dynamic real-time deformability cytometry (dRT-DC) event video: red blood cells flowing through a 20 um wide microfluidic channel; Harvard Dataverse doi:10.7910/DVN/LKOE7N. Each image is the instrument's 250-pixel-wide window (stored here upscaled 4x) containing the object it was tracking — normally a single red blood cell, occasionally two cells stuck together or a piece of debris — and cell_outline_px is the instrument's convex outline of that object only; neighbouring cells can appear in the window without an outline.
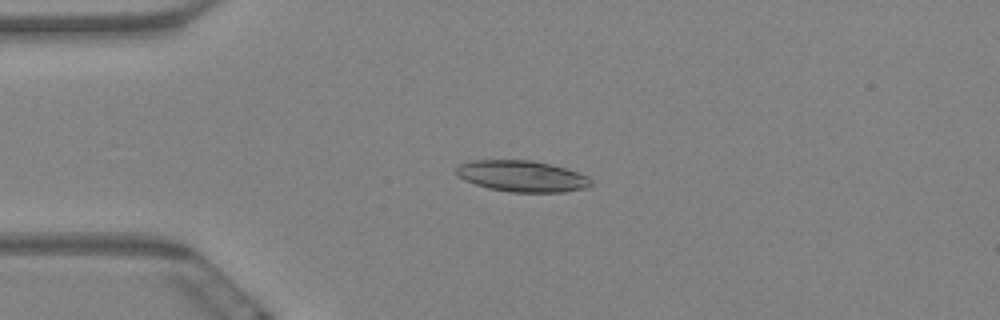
{"species": "Egyptian fruit bat (a non-hibernating species)", "species_latin": "Rousettus aegyptiacus", "temperature_condition": "warm", "stored_images_in_passage": 6, "camera_frame_rate_fps": 3000, "um_per_image_px": 0.085, "animal": {"sex": "female"}, "frame": {"image": 1, "passage_image": 5, "time_ms": 1.333, "image_size_px": [1000, 320], "cell_outline_px": [[592, 184], [588, 188], [568, 192], [508, 192], [488, 188], [464, 180], [456, 172], [456, 168], [460, 164], [472, 160], [532, 160], [564, 168], [588, 176], [592, 180]], "centroid_in_image_um": [44.4, 14.98], "position_along_channel_um": 40.6, "area_um2": 24.51}}